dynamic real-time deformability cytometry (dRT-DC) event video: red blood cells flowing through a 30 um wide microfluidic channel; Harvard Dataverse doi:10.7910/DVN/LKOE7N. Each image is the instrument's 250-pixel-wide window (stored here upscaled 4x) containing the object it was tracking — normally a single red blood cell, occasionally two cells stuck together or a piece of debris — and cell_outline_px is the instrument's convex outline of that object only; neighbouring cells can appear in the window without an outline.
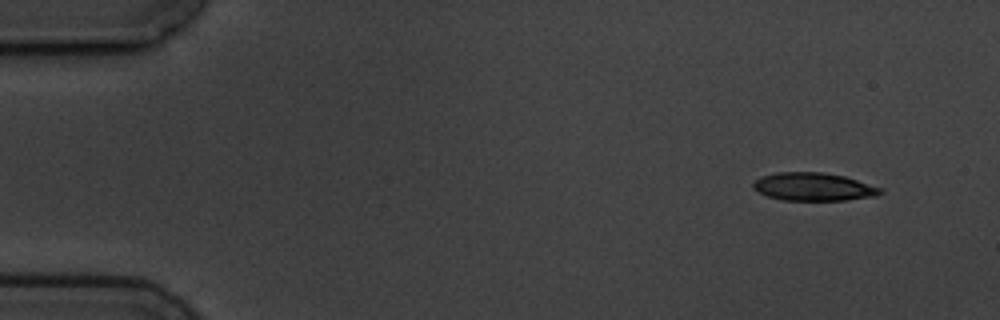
{"species": "common noctule bat (a hibernating species)", "species_latin": "Nyctalus noctula", "temperature_condition": "cold", "stored_images_in_passage": 6, "camera_frame_rate_fps": 3000, "um_per_image_px": 0.085, "animal": {"sex": "male", "body_mass_g": 19.5, "forearm_length_mm": 54.6}, "frame": {"image": 1, "passage_image": 1, "time_ms": 0.0, "image_size_px": [1000, 320], "cell_outline_px": [[884, 192], [876, 196], [844, 200], [784, 200], [768, 196], [752, 188], [752, 184], [760, 176], [776, 172], [824, 172], [844, 176], [884, 188]], "centroid_in_image_um": [69.17, 15.87], "position_along_channel_um": 15.8, "area_um2": 20.87}}
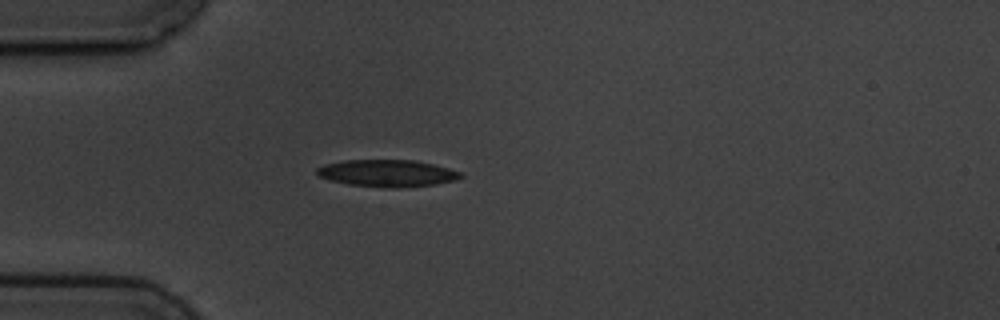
{"frame": {"image": 2, "passage_image": 4, "time_ms": 3.667, "image_size_px": [1000, 320], "cell_outline_px": [[464, 176], [456, 180], [436, 184], [396, 188], [348, 184], [332, 180], [320, 176], [316, 172], [316, 168], [324, 164], [344, 160], [416, 160], [448, 168], [460, 172]], "centroid_in_image_um": [32.93, 14.71], "position_along_channel_um": 52.1, "area_um2": 22.43}}